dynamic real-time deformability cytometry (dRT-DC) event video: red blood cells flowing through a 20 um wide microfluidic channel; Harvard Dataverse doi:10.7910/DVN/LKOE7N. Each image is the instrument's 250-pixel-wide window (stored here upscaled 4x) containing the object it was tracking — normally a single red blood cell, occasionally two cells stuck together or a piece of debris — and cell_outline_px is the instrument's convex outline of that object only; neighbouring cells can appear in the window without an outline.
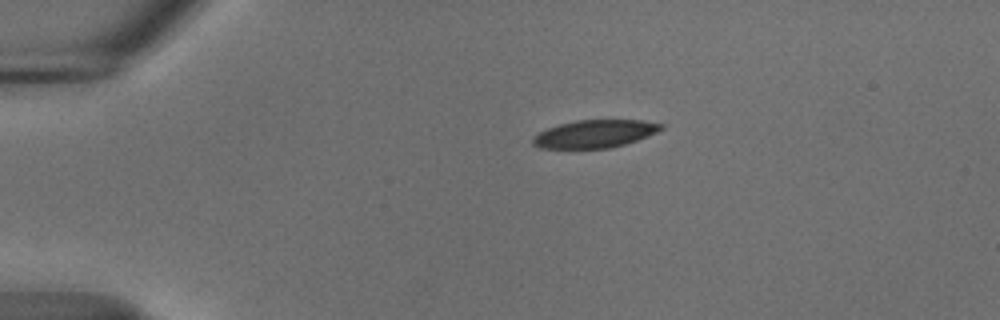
{"species": "common noctule bat (a hibernating species)", "species_latin": "Nyctalus noctula", "temperature_condition": "cold", "stored_images_in_passage": 38, "camera_frame_rate_fps": 3000, "um_per_image_px": 0.085, "animal": {"sex": "male", "body_mass_g": 18.8}, "frame": {"image": 1, "passage_image": 1, "time_ms": 0.0, "image_size_px": [1000, 320], "cell_outline_px": [[664, 128], [656, 132], [636, 140], [624, 144], [608, 148], [540, 148], [532, 144], [532, 136], [548, 128], [560, 124], [576, 120], [644, 120], [664, 124]], "centroid_in_image_um": [50.55, 11.37], "position_along_channel_um": 34.5, "area_um2": 20.63}}
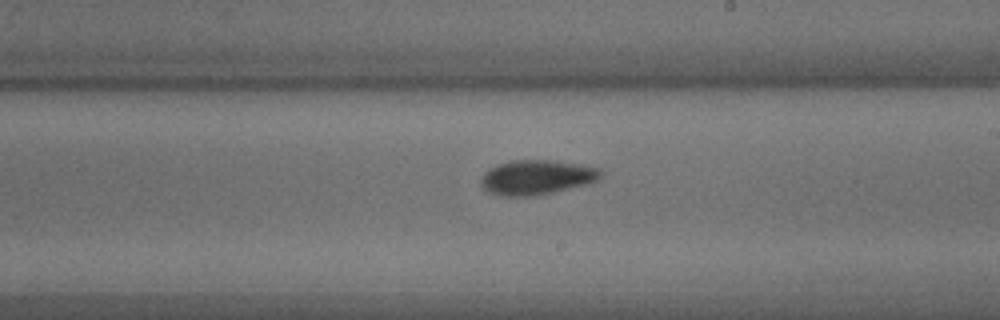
{"frame": {"image": 2, "passage_image": 22, "time_ms": 7.0, "image_size_px": [1000, 320], "cell_outline_px": [[604, 172], [592, 184], [552, 192], [528, 196], [504, 196], [488, 192], [480, 184], [480, 180], [484, 172], [496, 164], [512, 160], [556, 160], [584, 164], [600, 168]], "centroid_in_image_um": [45.66, 15.05], "position_along_channel_um": 243.3, "area_um2": 24.57}}
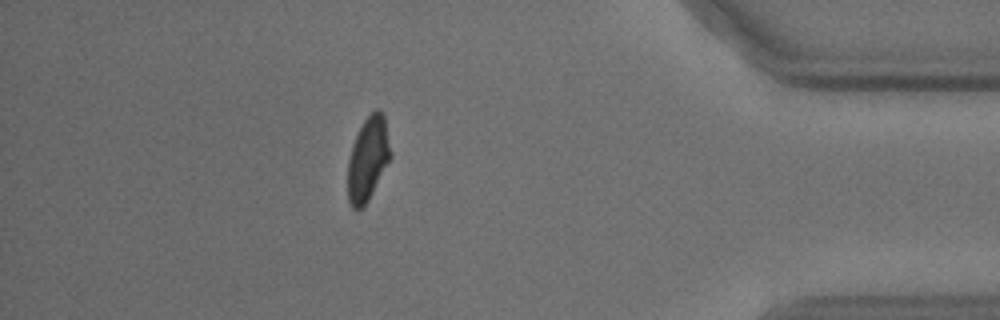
{"frame": {"image": 3, "passage_image": 38, "time_ms": 12.333, "image_size_px": [1000, 320], "cell_outline_px": [[392, 156], [364, 208], [352, 208], [348, 200], [348, 160], [352, 144], [364, 120], [376, 108], [380, 108], [384, 116], [392, 152]], "centroid_in_image_um": [31.29, 13.5], "position_along_channel_um": 403.9, "area_um2": 20.92}, "authors_computed_cell_mechanics": {"area_um2": 22.8021, "velocity_mm_per_s": 3.6932, "shape_relaxation_time_tau1_ms": 6.5671, "shape_relaxation_time_tau2_ms": 9.1519, "deformation_change_tau1": 0.1747, "deformation_change_tau2": 0.1306}}